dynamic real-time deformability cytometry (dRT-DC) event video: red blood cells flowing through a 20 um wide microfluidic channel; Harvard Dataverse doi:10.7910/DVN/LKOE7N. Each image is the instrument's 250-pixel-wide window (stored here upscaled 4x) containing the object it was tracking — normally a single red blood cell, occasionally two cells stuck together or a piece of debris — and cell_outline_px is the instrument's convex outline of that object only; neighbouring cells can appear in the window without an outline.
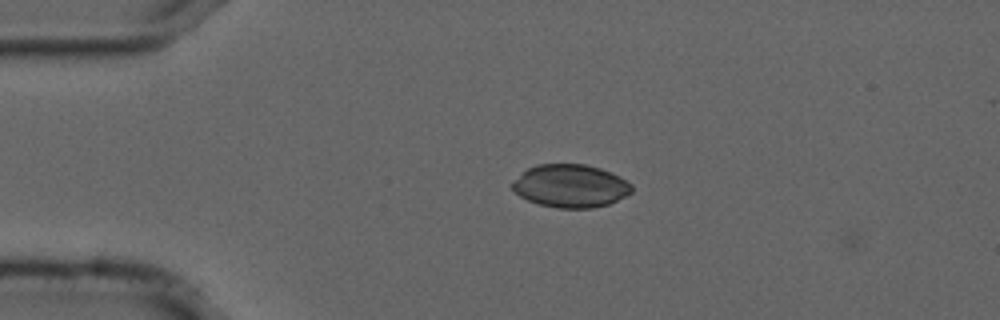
{"species": "common noctule bat (a hibernating species)", "species_latin": "Nyctalus noctula", "temperature_condition": "cold", "stored_images_in_passage": 11, "camera_frame_rate_fps": 3000, "um_per_image_px": 0.085, "animal": {"sex": "male", "forearm_length_mm": 52.5}, "frame": {"image": 1, "passage_image": 9, "time_ms": 2.667, "image_size_px": [1000, 320], "cell_outline_px": [[632, 192], [608, 204], [592, 208], [556, 208], [540, 204], [528, 200], [520, 196], [508, 184], [512, 180], [528, 168], [536, 164], [584, 164], [600, 168], [612, 172], [620, 176], [632, 184]], "centroid_in_image_um": [48.47, 15.79], "position_along_channel_um": 36.5, "area_um2": 30.06}}